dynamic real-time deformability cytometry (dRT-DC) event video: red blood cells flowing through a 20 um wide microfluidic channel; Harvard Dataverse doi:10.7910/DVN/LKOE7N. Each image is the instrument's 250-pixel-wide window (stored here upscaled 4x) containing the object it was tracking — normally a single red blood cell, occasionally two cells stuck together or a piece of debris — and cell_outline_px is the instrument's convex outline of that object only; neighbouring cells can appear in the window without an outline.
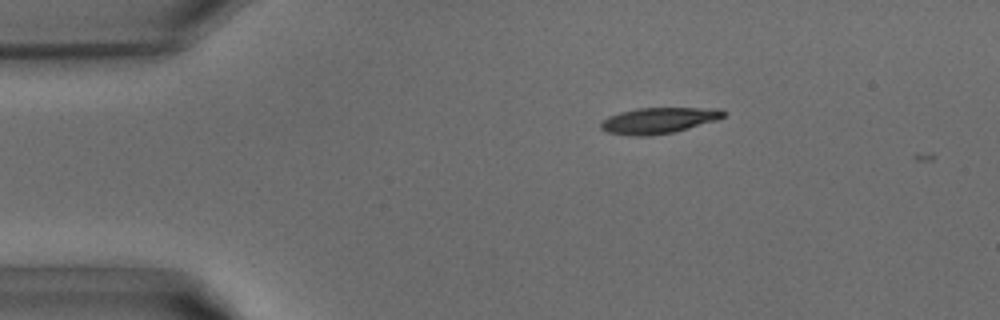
{"species": "common noctule bat (a hibernating species)", "species_latin": "Nyctalus noctula", "temperature_condition": "warm", "stored_images_in_passage": 31, "camera_frame_rate_fps": 3000, "um_per_image_px": 0.085, "animal": {"sex": "male", "body_mass_g": 15.6}, "frame": {"image": 1, "passage_image": 1, "time_ms": 0.0, "image_size_px": [1000, 320], "cell_outline_px": [[728, 112], [724, 116], [716, 120], [672, 132], [644, 136], [636, 136], [608, 132], [600, 128], [600, 124], [608, 116], [620, 112], [636, 108], [720, 108]], "centroid_in_image_um": [55.99, 10.22], "position_along_channel_um": 29.0, "area_um2": 18.32}}
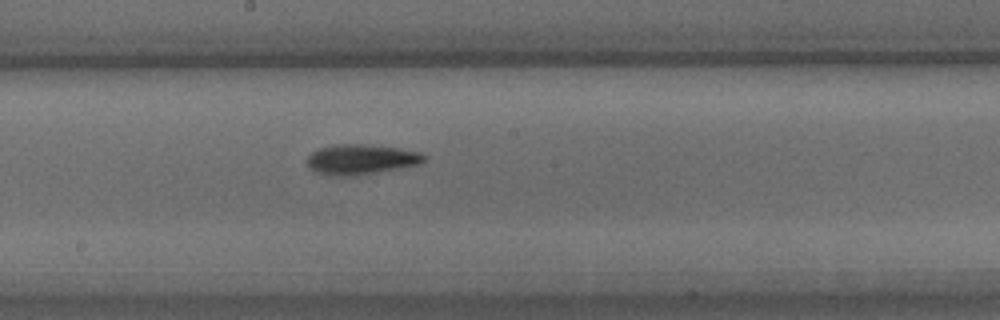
{"frame": {"image": 2, "passage_image": 15, "time_ms": 4.667, "image_size_px": [1000, 320], "cell_outline_px": [[428, 156], [420, 164], [376, 172], [352, 176], [328, 176], [316, 172], [308, 168], [308, 156], [312, 152], [320, 148], [336, 144], [364, 144], [396, 148], [420, 152]], "centroid_in_image_um": [30.66, 13.55], "position_along_channel_um": 217.5, "area_um2": 20.46}}
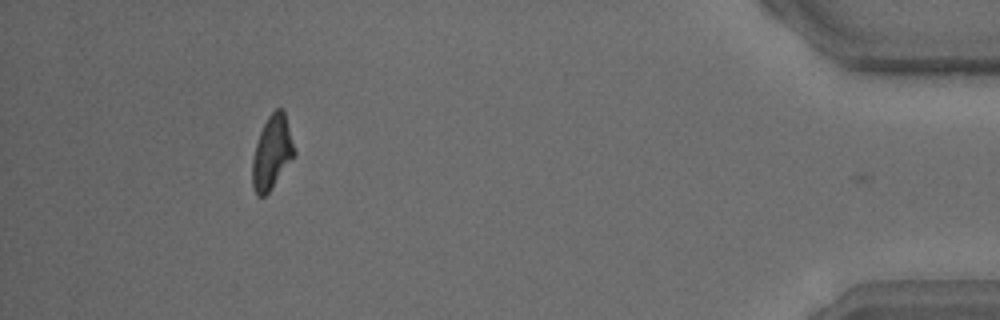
{"frame": {"image": 3, "passage_image": 30, "time_ms": 9.667, "image_size_px": [1000, 320], "cell_outline_px": [[296, 156], [272, 188], [264, 196], [256, 196], [252, 188], [252, 160], [256, 144], [260, 132], [268, 116], [276, 108], [284, 108], [296, 152]], "centroid_in_image_um": [23.13, 12.97], "position_along_channel_um": 412.1, "area_um2": 18.26}}